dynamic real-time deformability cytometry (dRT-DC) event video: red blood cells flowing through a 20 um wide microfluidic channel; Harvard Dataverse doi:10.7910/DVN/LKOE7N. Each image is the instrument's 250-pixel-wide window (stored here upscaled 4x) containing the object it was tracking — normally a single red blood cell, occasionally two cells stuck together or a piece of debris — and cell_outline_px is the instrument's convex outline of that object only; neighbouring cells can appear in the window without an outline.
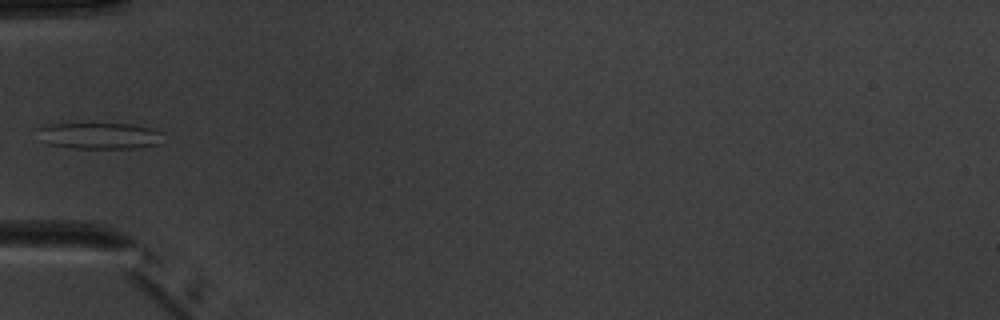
{"species": "common noctule bat (a hibernating species)", "species_latin": "Nyctalus noctula", "temperature_condition": "warm", "stored_images_in_passage": 5, "camera_frame_rate_fps": 3000, "um_per_image_px": 0.085, "animal": {"sex": "male", "body_mass_g": 20.1, "forearm_length_mm": 53.5}, "frame": {"image": 1, "passage_image": 5, "time_ms": 6.0, "image_size_px": [1000, 320], "cell_outline_px": [[164, 132], [160, 144], [132, 148], [68, 148], [48, 144], [40, 140], [36, 128], [48, 124], [132, 124]], "centroid_in_image_um": [8.41, 11.54], "position_along_channel_um": 76.6, "area_um2": 19.36}}